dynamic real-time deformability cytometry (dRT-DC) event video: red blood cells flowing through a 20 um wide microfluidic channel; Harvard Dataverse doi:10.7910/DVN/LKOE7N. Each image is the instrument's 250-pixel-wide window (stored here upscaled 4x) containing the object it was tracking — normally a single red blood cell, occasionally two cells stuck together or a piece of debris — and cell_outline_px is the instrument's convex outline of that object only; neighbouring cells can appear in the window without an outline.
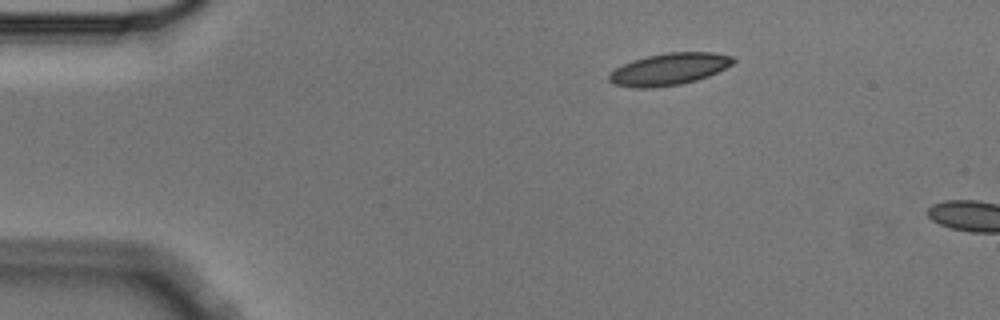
{"species": "Egyptian fruit bat (a non-hibernating species)", "species_latin": "Rousettus aegyptiacus", "temperature_condition": "cold", "stored_images_in_passage": 2, "camera_frame_rate_fps": 3000, "um_per_image_px": 0.085, "animal": {"sex": "male"}, "frame": {"image": 1, "passage_image": 1, "time_ms": 0.0, "image_size_px": [1000, 320], "cell_outline_px": [[736, 60], [732, 64], [708, 76], [696, 80], [680, 84], [652, 88], [632, 88], [612, 84], [608, 80], [608, 76], [616, 68], [632, 60], [648, 56], [668, 52], [716, 52], [732, 56]], "centroid_in_image_um": [56.86, 5.88], "position_along_channel_um": 28.1, "area_um2": 23.06}}